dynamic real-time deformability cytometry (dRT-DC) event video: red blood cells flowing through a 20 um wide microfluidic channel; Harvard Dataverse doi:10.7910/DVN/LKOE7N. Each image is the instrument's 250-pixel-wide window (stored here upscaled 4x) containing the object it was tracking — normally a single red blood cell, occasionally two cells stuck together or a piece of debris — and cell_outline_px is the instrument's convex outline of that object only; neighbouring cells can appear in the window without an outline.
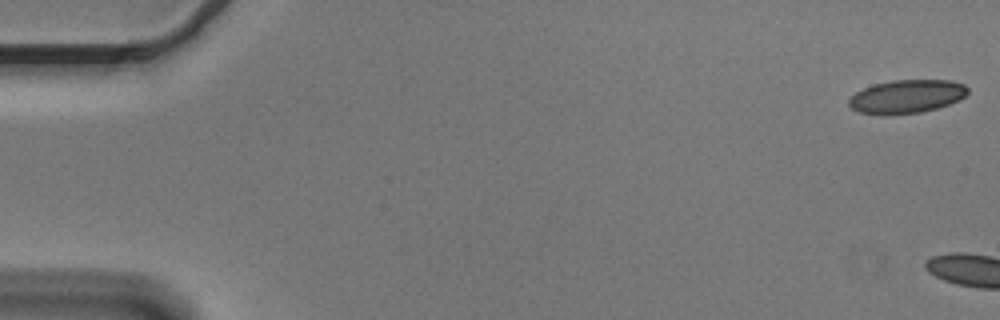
{"species": "Egyptian fruit bat (a non-hibernating species)", "species_latin": "Rousettus aegyptiacus", "temperature_condition": "cold", "stored_images_in_passage": 4, "camera_frame_rate_fps": 3000, "um_per_image_px": 0.085, "animal": {"sex": "male"}, "frame": {"image": 1, "passage_image": 1, "time_ms": 0.0, "image_size_px": [1000, 320], "cell_outline_px": [[968, 92], [960, 100], [936, 108], [920, 112], [884, 116], [880, 116], [860, 112], [852, 108], [848, 104], [848, 100], [856, 92], [864, 88], [876, 84], [892, 80], [952, 80], [964, 84], [968, 88]], "centroid_in_image_um": [77.06, 8.21], "position_along_channel_um": 7.9, "area_um2": 23.24}}